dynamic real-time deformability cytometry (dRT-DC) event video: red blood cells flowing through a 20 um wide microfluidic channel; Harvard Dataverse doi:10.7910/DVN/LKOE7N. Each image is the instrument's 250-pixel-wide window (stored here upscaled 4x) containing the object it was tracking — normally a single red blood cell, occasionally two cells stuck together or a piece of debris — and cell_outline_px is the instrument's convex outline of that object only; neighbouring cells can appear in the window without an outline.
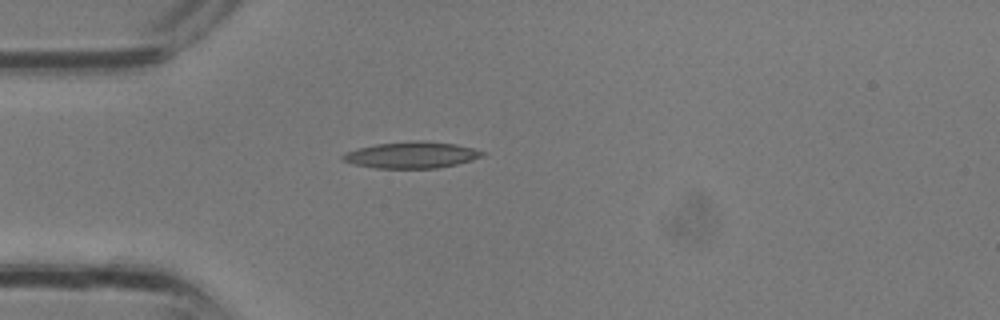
{"species": "common noctule bat (a hibernating species)", "species_latin": "Nyctalus noctula", "temperature_condition": "room temperature", "stored_images_in_passage": 2, "camera_frame_rate_fps": 3000, "um_per_image_px": 0.085, "animal": {"sex": "male", "body_mass_g": 13.3}, "frame": {"image": 1, "passage_image": 2, "time_ms": 0.333, "image_size_px": [1000, 320], "cell_outline_px": [[488, 152], [484, 156], [472, 160], [440, 168], [376, 168], [352, 164], [340, 160], [340, 156], [344, 152], [376, 144], [420, 140], [424, 140], [456, 144]], "centroid_in_image_um": [34.99, 13.17], "position_along_channel_um": 50.0, "area_um2": 21.68}}